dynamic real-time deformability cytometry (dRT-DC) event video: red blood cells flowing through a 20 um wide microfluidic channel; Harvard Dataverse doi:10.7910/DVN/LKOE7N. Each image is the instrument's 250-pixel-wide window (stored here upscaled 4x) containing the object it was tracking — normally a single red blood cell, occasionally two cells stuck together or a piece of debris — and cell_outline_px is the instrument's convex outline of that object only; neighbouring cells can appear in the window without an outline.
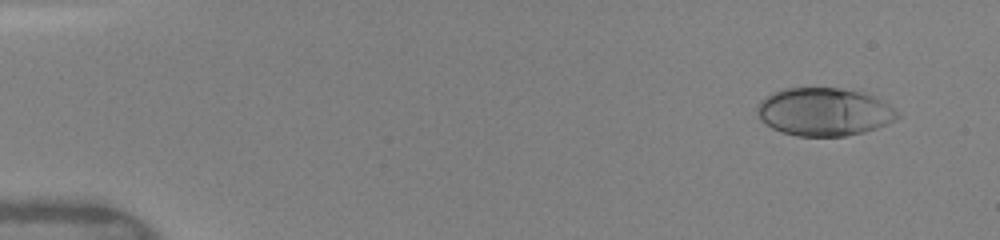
{"species": "human", "species_latin": "Homo sapiens", "temperature_condition": "warm", "stored_images_in_passage": 47, "camera_frame_rate_fps": 3000, "um_per_image_px": 0.085, "donor": {"sex": "female"}, "frame": {"image": 1, "passage_image": 1, "time_ms": 0.0, "image_size_px": [1000, 240], "cell_outline_px": [[900, 116], [888, 124], [864, 132], [844, 136], [796, 136], [780, 132], [764, 124], [760, 120], [756, 112], [756, 104], [760, 100], [772, 92], [784, 88], [840, 88], [860, 92], [872, 96], [888, 104]], "centroid_in_image_um": [69.98, 9.51], "position_along_channel_um": 15.0, "area_um2": 39.36}}
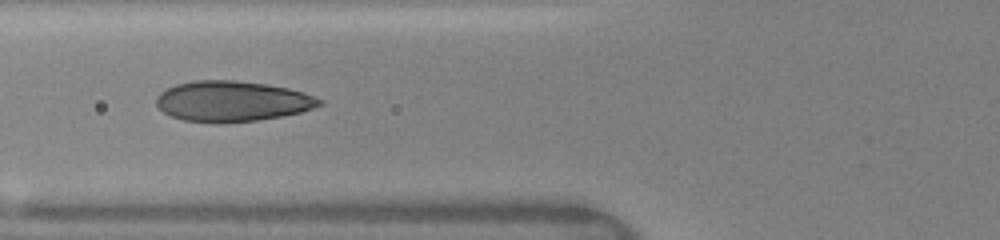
{"frame": {"image": 2, "passage_image": 17, "time_ms": 5.333, "image_size_px": [1000, 240], "cell_outline_px": [[324, 104], [300, 112], [280, 116], [256, 120], [184, 120], [172, 116], [164, 112], [156, 104], [156, 96], [160, 92], [176, 84], [196, 80], [236, 80], [264, 84], [288, 88], [304, 92], [324, 100]], "centroid_in_image_um": [19.76, 8.56], "position_along_channel_um": 106.0, "area_um2": 37.51}}
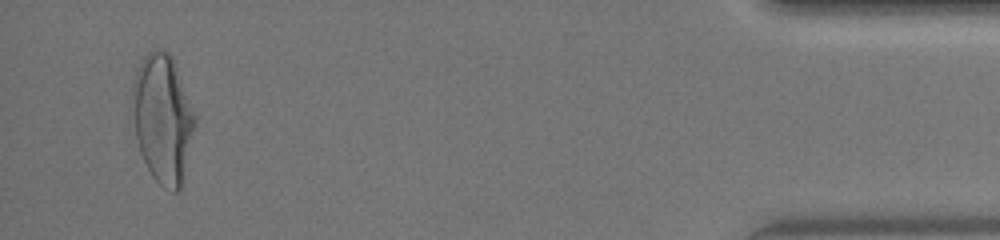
{"frame": {"image": 3, "passage_image": 45, "time_ms": 14.667, "image_size_px": [1000, 240], "cell_outline_px": [[196, 124], [180, 192], [172, 192], [164, 188], [152, 176], [140, 152], [136, 136], [132, 88], [132, 84], [136, 68], [144, 56], [148, 52], [156, 48], [160, 48], [168, 52], [172, 56], [196, 116]], "centroid_in_image_um": [13.85, 10.07], "position_along_channel_um": 421.4, "area_um2": 46.76}, "authors_computed_cell_mechanics": {"area_um2": 38.6104, "velocity_mm_per_s": 4.0867, "shape_relaxation_time_tau1_ms": 4.3636, "shape_relaxation_time_tau2_ms": null, "deformation_change_tau1": 0.2038, "deformation_change_tau2": null}}